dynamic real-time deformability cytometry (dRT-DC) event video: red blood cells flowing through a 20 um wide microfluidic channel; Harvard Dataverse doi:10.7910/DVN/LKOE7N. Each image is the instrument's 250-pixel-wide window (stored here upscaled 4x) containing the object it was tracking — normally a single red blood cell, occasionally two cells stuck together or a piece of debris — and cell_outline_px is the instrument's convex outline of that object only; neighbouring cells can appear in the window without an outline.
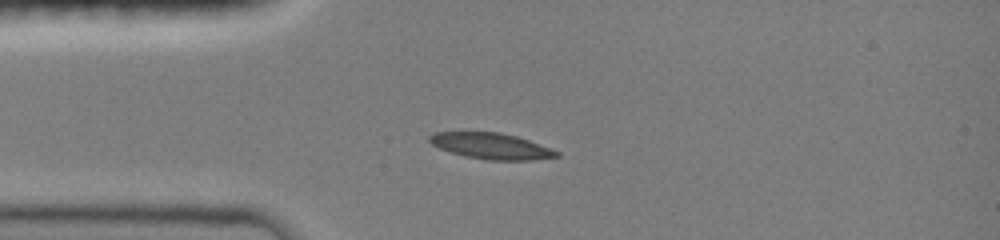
{"species": "common noctule bat (a hibernating species)", "species_latin": "Nyctalus noctula", "temperature_condition": "room temperature", "stored_images_in_passage": 35, "camera_frame_rate_fps": 3000, "um_per_image_px": 0.085, "animal": {"sex": "female", "body_mass_g": 19.0, "forearm_length_mm": 51.5}, "frame": {"image": 1, "passage_image": 1, "time_ms": 0.0, "image_size_px": [1000, 240], "cell_outline_px": [[560, 156], [532, 160], [488, 160], [464, 156], [440, 148], [432, 144], [428, 140], [428, 136], [436, 132], [500, 132], [516, 136], [528, 140], [560, 152]], "centroid_in_image_um": [41.75, 12.41], "position_along_channel_um": 43.3, "area_um2": 19.13}}
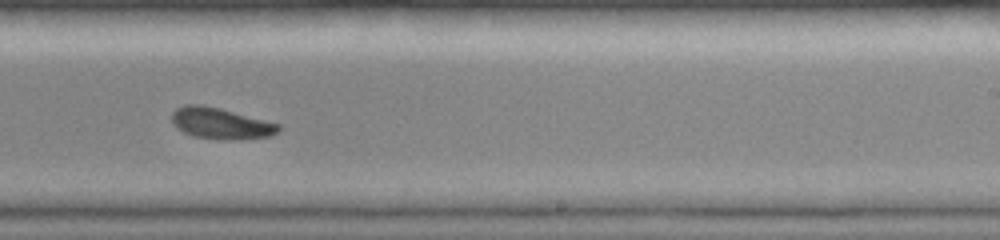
{"frame": {"image": 2, "passage_image": 19, "time_ms": 6.0, "image_size_px": [1000, 240], "cell_outline_px": [[280, 128], [272, 136], [240, 140], [228, 140], [192, 136], [176, 128], [172, 124], [172, 112], [176, 108], [184, 104], [204, 104], [220, 108], [280, 124]], "centroid_in_image_um": [18.73, 10.48], "position_along_channel_um": 270.3, "area_um2": 19.59}}
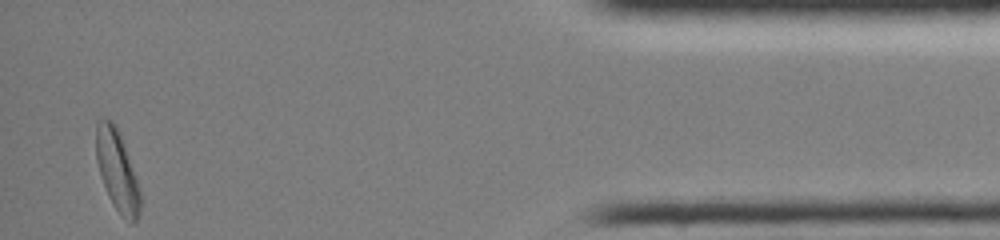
{"frame": {"image": 3, "passage_image": 35, "time_ms": 11.333, "image_size_px": [1000, 240], "cell_outline_px": [[140, 212], [136, 220], [132, 224], [120, 216], [108, 196], [100, 176], [96, 160], [96, 124], [104, 116], [112, 120], [116, 124], [124, 144], [140, 192]], "centroid_in_image_um": [9.93, 14.5], "position_along_channel_um": 425.3, "area_um2": 20.75}, "authors_computed_cell_mechanics": {"area_um2": 19.7098, "velocity_mm_per_s": 4.0088, "shape_relaxation_time_tau1_ms": 3.3549, "shape_relaxation_time_tau2_ms": 3.3264, "deformation_change_tau1": 0.139, "deformation_change_tau2": 0.0804}}